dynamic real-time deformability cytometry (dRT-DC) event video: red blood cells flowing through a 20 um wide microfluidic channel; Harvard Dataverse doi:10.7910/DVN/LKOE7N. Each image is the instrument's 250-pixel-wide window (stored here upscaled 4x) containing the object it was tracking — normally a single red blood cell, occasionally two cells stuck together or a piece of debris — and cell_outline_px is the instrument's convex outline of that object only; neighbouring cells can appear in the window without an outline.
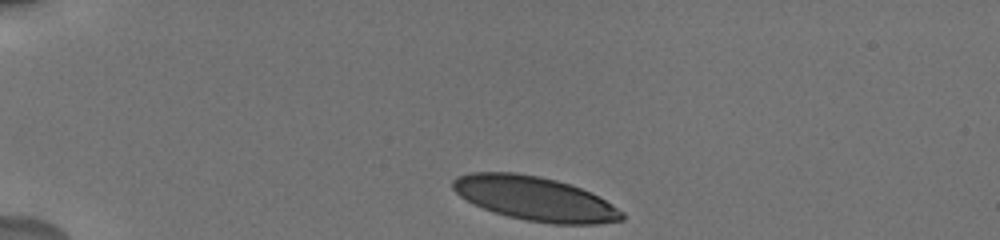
{"species": "human", "species_latin": "Homo sapiens", "temperature_condition": "cold", "stored_images_in_passage": 9, "camera_frame_rate_fps": 3000, "um_per_image_px": 0.085, "donor": {"sex": "male"}, "frame": {"image": 1, "passage_image": 1, "time_ms": 0.0, "image_size_px": [1000, 240], "cell_outline_px": [[624, 220], [596, 224], [552, 224], [528, 220], [508, 216], [484, 208], [460, 196], [452, 188], [452, 180], [456, 176], [472, 172], [516, 172], [540, 176], [556, 180], [580, 188], [612, 204], [624, 212]], "centroid_in_image_um": [45.46, 16.87], "position_along_channel_um": 39.5, "area_um2": 43.06}}
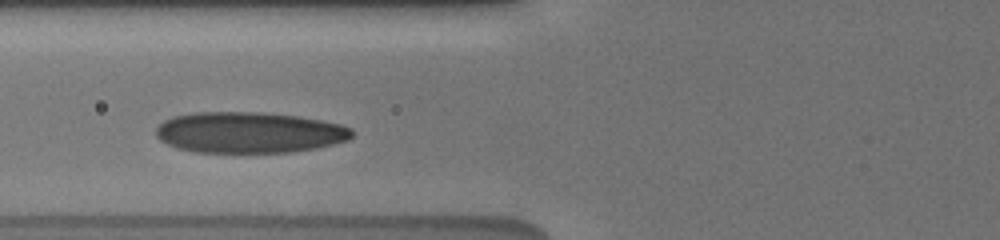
{"frame": {"image": 2, "passage_image": 6, "time_ms": 3.333, "image_size_px": [1000, 240], "cell_outline_px": [[352, 136], [348, 140], [316, 148], [292, 152], [196, 152], [176, 148], [160, 140], [156, 136], [156, 128], [164, 120], [172, 116], [196, 112], [260, 112], [296, 116], [320, 120], [340, 124], [352, 128]], "centroid_in_image_um": [21.15, 11.26], "position_along_channel_um": 104.6, "area_um2": 46.82}}
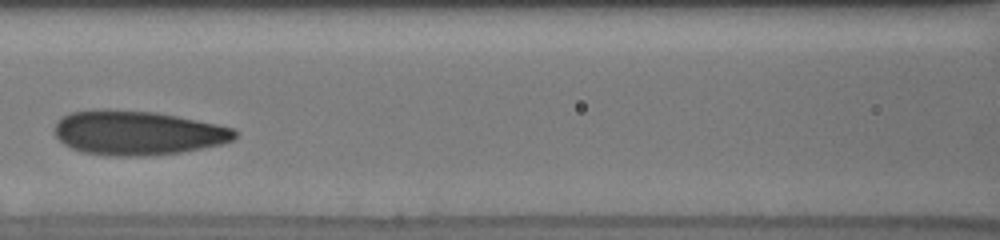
{"frame": {"image": 3, "passage_image": 8, "time_ms": 4.667, "image_size_px": [1000, 240], "cell_outline_px": [[236, 136], [232, 140], [220, 144], [180, 152], [152, 156], [108, 156], [80, 152], [64, 144], [56, 136], [56, 124], [64, 116], [72, 112], [96, 108], [108, 108], [156, 112], [216, 124], [232, 128], [236, 132]], "centroid_in_image_um": [11.65, 11.29], "position_along_channel_um": 155.0, "area_um2": 46.59}}